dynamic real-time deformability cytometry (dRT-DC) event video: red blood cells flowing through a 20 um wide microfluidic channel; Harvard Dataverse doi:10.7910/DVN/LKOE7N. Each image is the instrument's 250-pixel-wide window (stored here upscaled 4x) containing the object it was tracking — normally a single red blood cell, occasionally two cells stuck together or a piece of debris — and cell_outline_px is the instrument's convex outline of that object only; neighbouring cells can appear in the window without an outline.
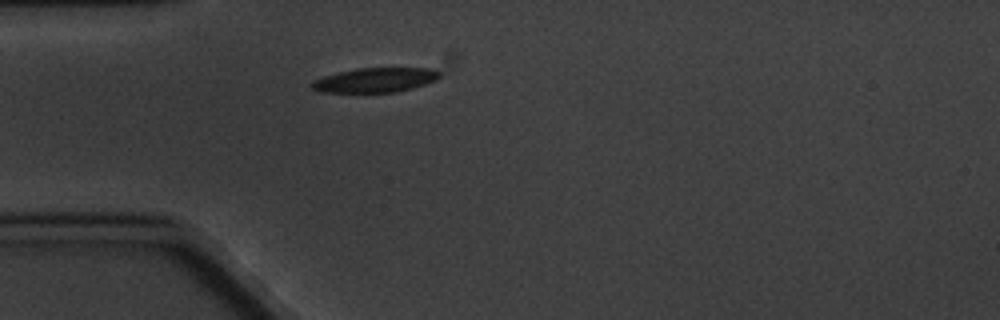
{"species": "common noctule bat (a hibernating species)", "species_latin": "Nyctalus noctula", "temperature_condition": "cold", "stored_images_in_passage": 2, "camera_frame_rate_fps": 3000, "um_per_image_px": 0.085, "animal": {"sex": "male", "body_mass_g": 20.1, "forearm_length_mm": 53.5}, "frame": {"image": 1, "passage_image": 1, "time_ms": 0.0, "image_size_px": [1000, 320], "cell_outline_px": [[440, 76], [436, 80], [412, 88], [396, 92], [320, 92], [312, 88], [312, 80], [324, 76], [356, 68], [432, 68], [440, 72]], "centroid_in_image_um": [31.9, 6.8], "position_along_channel_um": 53.1, "area_um2": 18.15}}